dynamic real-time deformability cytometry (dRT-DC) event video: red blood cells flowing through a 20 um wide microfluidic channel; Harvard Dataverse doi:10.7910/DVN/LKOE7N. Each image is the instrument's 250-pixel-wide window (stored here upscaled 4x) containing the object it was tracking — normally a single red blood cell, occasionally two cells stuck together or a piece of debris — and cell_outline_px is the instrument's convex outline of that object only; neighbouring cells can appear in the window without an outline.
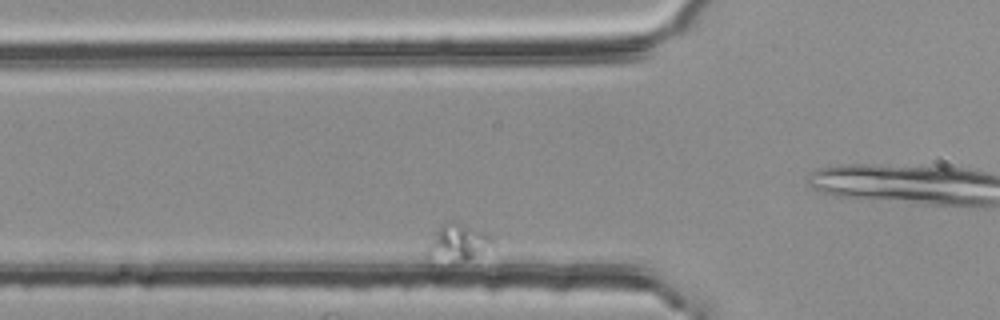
{"species": "common noctule bat (a hibernating species)", "species_latin": "Nyctalus noctula", "temperature_condition": "room temperature", "stored_images_in_passage": 53, "segment_of_instrument_passage": [2, 3], "camera_frame_rate_fps": 3000, "um_per_image_px": 0.085, "animal": {"sex": "female", "body_mass_g": 25.1}, "frame": {"image": 1, "passage_image": 14, "time_ms": 4.333, "image_size_px": [1000, 320], "cell_outline_px": [[496, 236], [492, 240], [472, 256], [464, 260], [432, 264], [428, 264], [424, 256], [424, 252], [440, 224], [452, 220], [484, 228]], "centroid_in_image_um": [38.78, 20.6], "position_along_channel_um": 87.0, "area_um2": 14.68}}